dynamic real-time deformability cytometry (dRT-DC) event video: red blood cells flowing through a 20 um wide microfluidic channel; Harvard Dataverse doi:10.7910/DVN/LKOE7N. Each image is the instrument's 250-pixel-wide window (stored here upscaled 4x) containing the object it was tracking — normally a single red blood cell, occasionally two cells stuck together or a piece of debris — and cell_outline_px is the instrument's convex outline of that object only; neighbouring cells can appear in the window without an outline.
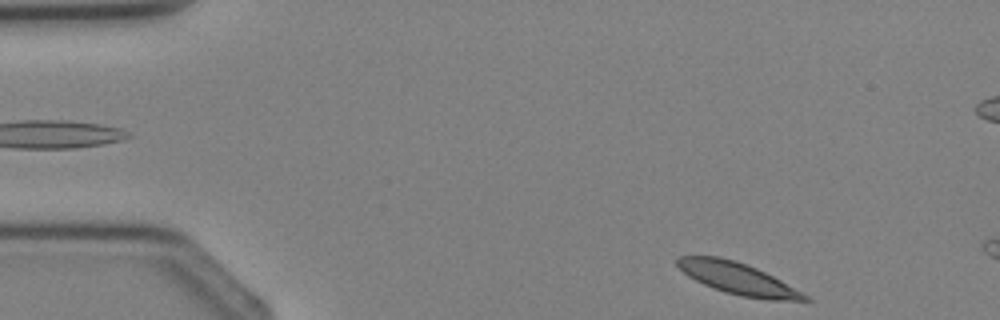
{"species": "Egyptian fruit bat (a non-hibernating species)", "species_latin": "Rousettus aegyptiacus", "temperature_condition": "cold", "stored_images_in_passage": 4, "camera_frame_rate_fps": 3000, "um_per_image_px": 0.085, "animal": {"sex": "female"}, "frame": {"image": 1, "passage_image": 4, "time_ms": 3.667, "image_size_px": [1000, 320], "cell_outline_px": [[812, 300], [768, 300], [740, 296], [724, 292], [712, 288], [688, 276], [676, 264], [676, 256], [720, 256], [736, 260], [756, 268], [780, 280], [808, 296]], "centroid_in_image_um": [62.66, 23.66], "position_along_channel_um": 22.3, "area_um2": 23.35}}